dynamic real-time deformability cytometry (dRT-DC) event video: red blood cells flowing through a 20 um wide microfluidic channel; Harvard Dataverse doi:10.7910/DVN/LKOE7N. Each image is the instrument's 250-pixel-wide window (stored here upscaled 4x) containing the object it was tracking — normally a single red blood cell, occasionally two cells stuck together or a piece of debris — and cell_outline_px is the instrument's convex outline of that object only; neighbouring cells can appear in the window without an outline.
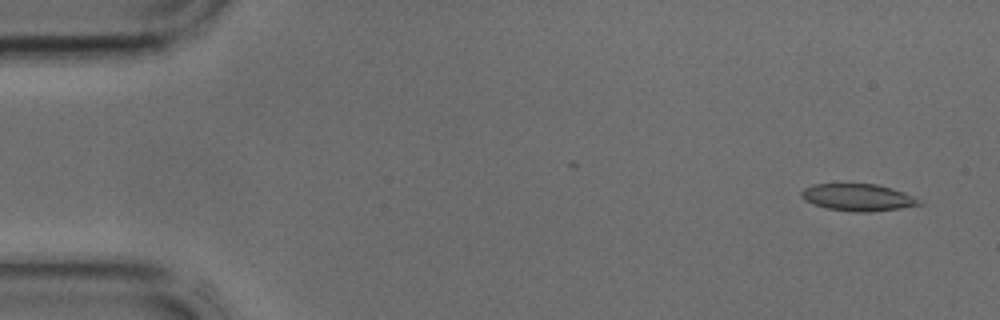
{"species": "common noctule bat (a hibernating species)", "species_latin": "Nyctalus noctula", "temperature_condition": "cold", "stored_images_in_passage": 42, "camera_frame_rate_fps": 3000, "um_per_image_px": 0.085, "animal": {"sex": "male", "body_mass_g": 17.9, "forearm_length_mm": 54.2}, "frame": {"image": 1, "passage_image": 2, "time_ms": 0.333, "image_size_px": [1000, 320], "cell_outline_px": [[924, 204], [900, 208], [868, 212], [856, 212], [828, 208], [804, 200], [800, 196], [800, 192], [804, 188], [812, 184], [876, 184], [892, 188], [904, 192], [920, 200]], "centroid_in_image_um": [72.92, 16.77], "position_along_channel_um": 12.1, "area_um2": 18.44}}
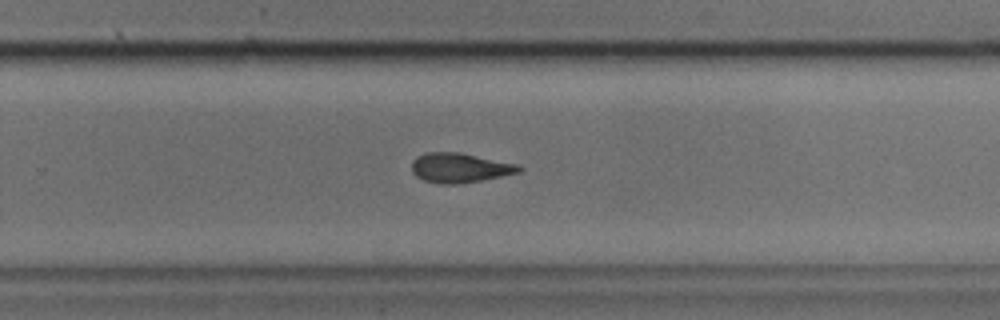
{"frame": {"image": 2, "passage_image": 27, "time_ms": 8.667, "image_size_px": [1000, 320], "cell_outline_px": [[524, 168], [520, 172], [480, 180], [456, 184], [440, 184], [424, 180], [416, 176], [412, 172], [412, 160], [416, 156], [424, 152], [460, 152], [520, 164]], "centroid_in_image_um": [39.08, 14.24], "position_along_channel_um": 290.7, "area_um2": 18.67}}
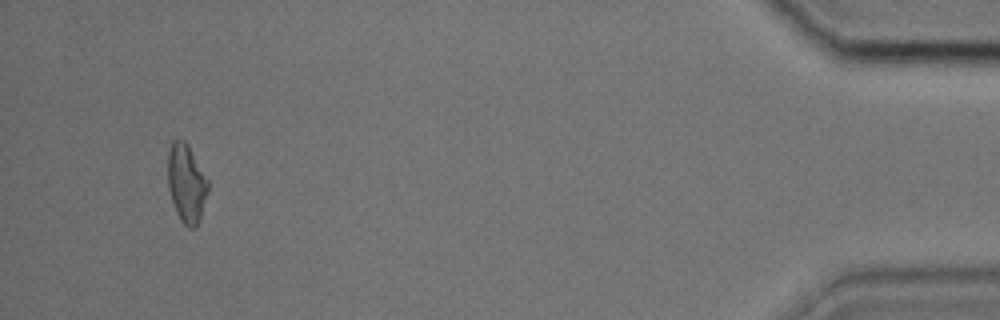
{"frame": {"image": 3, "passage_image": 40, "time_ms": 13.0, "image_size_px": [1000, 320], "cell_outline_px": [[208, 192], [200, 220], [192, 228], [188, 228], [180, 220], [176, 212], [168, 188], [168, 152], [172, 140], [184, 140], [188, 144], [208, 180]], "centroid_in_image_um": [15.84, 15.58], "position_along_channel_um": 419.4, "area_um2": 18.32}}